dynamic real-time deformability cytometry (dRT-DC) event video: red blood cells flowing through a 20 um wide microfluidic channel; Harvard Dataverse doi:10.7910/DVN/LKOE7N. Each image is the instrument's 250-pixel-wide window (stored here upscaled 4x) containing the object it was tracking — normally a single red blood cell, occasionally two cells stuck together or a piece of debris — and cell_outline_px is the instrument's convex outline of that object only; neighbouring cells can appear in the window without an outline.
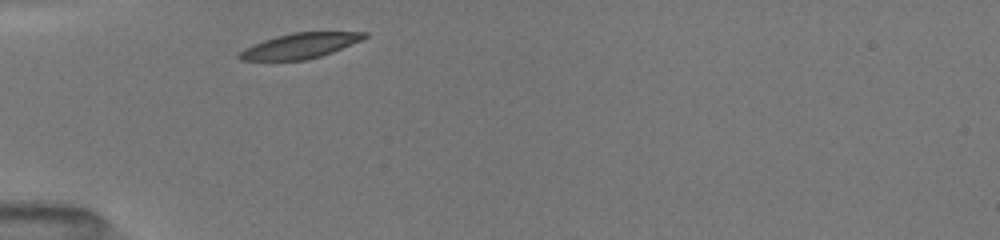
{"species": "common noctule bat (a hibernating species)", "species_latin": "Nyctalus noctula", "temperature_condition": "room temperature", "stored_images_in_passage": 9, "camera_frame_rate_fps": 3000, "um_per_image_px": 0.085, "animal": {"sex": "female", "body_mass_g": 19.5, "forearm_length_mm": 54.1}, "frame": {"image": 1, "passage_image": 1, "time_ms": 0.0, "image_size_px": [1000, 240], "cell_outline_px": [[368, 36], [360, 40], [332, 52], [320, 56], [304, 60], [240, 60], [236, 56], [244, 48], [264, 40], [276, 36], [292, 32], [368, 32]], "centroid_in_image_um": [25.47, 3.89], "position_along_channel_um": 59.5, "area_um2": 18.15}}
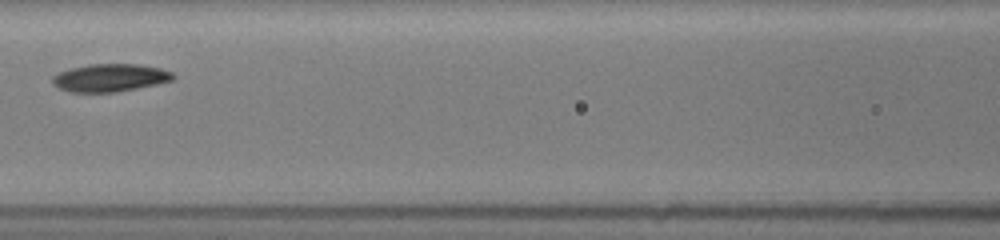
{"frame": {"image": 2, "passage_image": 4, "time_ms": 2.667, "image_size_px": [1000, 240], "cell_outline_px": [[176, 76], [172, 80], [156, 84], [116, 92], [72, 92], [60, 88], [52, 84], [52, 76], [68, 68], [88, 64], [136, 64], [160, 68], [172, 72]], "centroid_in_image_um": [9.33, 6.6], "position_along_channel_um": 157.3, "area_um2": 19.48}}
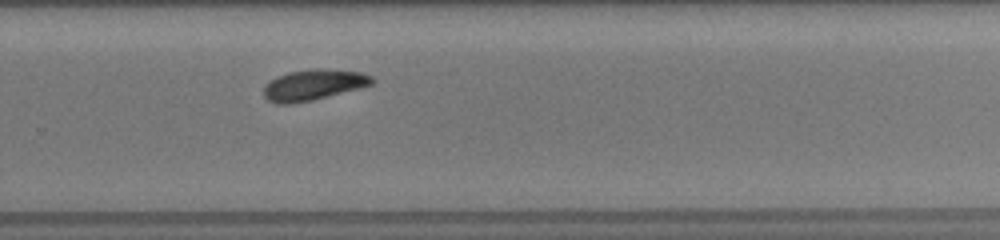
{"frame": {"image": 3, "passage_image": 9, "time_ms": 6.333, "image_size_px": [1000, 240], "cell_outline_px": [[372, 84], [312, 100], [288, 104], [276, 104], [268, 100], [264, 96], [264, 88], [272, 80], [288, 72], [316, 68], [324, 68], [364, 72], [372, 76]], "centroid_in_image_um": [26.65, 7.2], "position_along_channel_um": 303.1, "area_um2": 19.07}}